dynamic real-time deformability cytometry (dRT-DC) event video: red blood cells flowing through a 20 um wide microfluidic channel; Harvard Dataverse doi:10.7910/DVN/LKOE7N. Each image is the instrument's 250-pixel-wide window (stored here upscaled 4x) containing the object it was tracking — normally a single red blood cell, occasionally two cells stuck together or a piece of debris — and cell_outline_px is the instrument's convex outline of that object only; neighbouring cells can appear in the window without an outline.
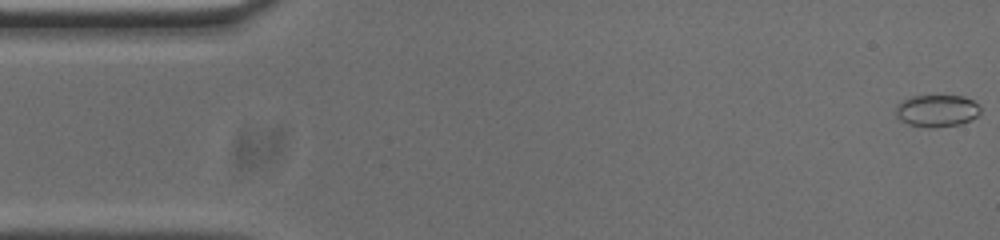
{"species": "common noctule bat (a hibernating species)", "species_latin": "Nyctalus noctula", "temperature_condition": "cold", "stored_images_in_passage": 54, "camera_frame_rate_fps": 3000, "um_per_image_px": 0.085, "animal": {"sex": "male", "body_mass_g": 20.0, "forearm_length_mm": 53.3}, "frame": {"image": 1, "passage_image": 1, "time_ms": 0.0, "image_size_px": [1000, 240], "cell_outline_px": [[980, 112], [976, 116], [960, 124], [936, 128], [924, 128], [908, 124], [900, 120], [896, 116], [896, 108], [904, 100], [912, 96], [964, 96], [972, 100], [980, 108]], "centroid_in_image_um": [79.62, 9.43], "position_along_channel_um": 5.4, "area_um2": 15.72}}
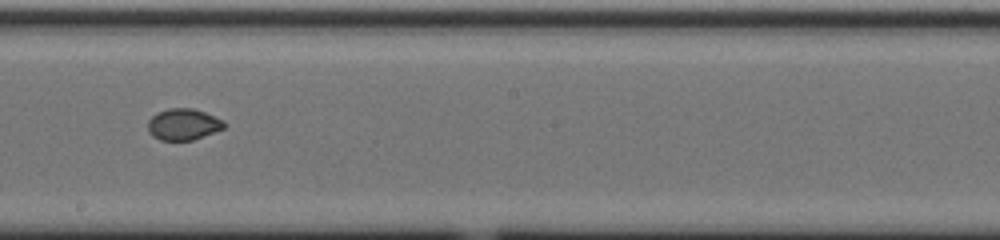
{"frame": {"image": 2, "passage_image": 29, "time_ms": 9.333, "image_size_px": [1000, 240], "cell_outline_px": [[228, 124], [224, 128], [192, 140], [160, 140], [152, 136], [148, 132], [148, 120], [156, 112], [168, 108], [192, 108], [204, 112], [224, 120]], "centroid_in_image_um": [15.57, 10.56], "position_along_channel_um": 232.6, "area_um2": 14.05}}
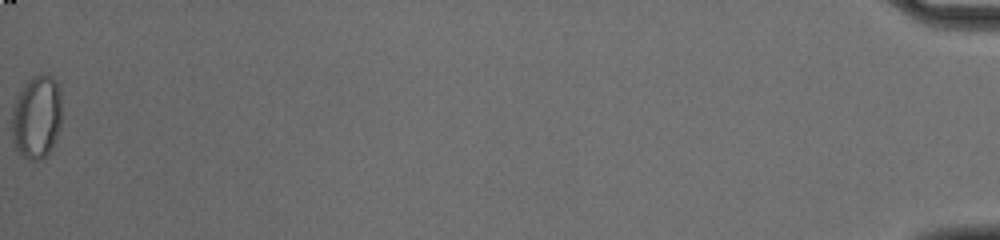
{"frame": {"image": 3, "passage_image": 54, "time_ms": 17.667, "image_size_px": [1000, 240], "cell_outline_px": [[60, 128], [52, 148], [40, 160], [28, 160], [20, 156], [16, 152], [12, 140], [12, 108], [20, 92], [28, 80], [36, 76], [52, 76], [56, 80], [60, 92]], "centroid_in_image_um": [3.1, 10.02], "position_along_channel_um": 432.1, "area_um2": 24.22}}